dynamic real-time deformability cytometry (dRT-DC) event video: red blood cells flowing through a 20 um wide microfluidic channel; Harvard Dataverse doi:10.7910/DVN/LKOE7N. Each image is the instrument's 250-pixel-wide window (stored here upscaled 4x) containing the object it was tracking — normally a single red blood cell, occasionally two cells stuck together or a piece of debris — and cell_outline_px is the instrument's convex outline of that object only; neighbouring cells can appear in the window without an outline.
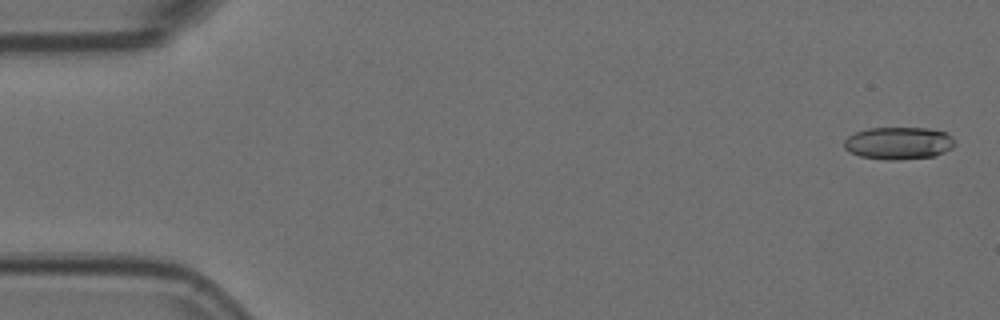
{"species": "Egyptian fruit bat (a non-hibernating species)", "species_latin": "Rousettus aegyptiacus", "temperature_condition": "room temperature", "stored_images_in_passage": 13, "camera_frame_rate_fps": 3000, "um_per_image_px": 0.085, "animal": {"sex": "female"}, "frame": {"image": 1, "passage_image": 2, "time_ms": 0.333, "image_size_px": [1000, 320], "cell_outline_px": [[956, 144], [952, 148], [936, 156], [900, 160], [888, 160], [860, 156], [844, 148], [844, 140], [848, 136], [856, 132], [868, 128], [928, 128], [944, 132], [952, 136], [956, 140]], "centroid_in_image_um": [76.42, 12.17], "position_along_channel_um": 8.6, "area_um2": 21.04}}